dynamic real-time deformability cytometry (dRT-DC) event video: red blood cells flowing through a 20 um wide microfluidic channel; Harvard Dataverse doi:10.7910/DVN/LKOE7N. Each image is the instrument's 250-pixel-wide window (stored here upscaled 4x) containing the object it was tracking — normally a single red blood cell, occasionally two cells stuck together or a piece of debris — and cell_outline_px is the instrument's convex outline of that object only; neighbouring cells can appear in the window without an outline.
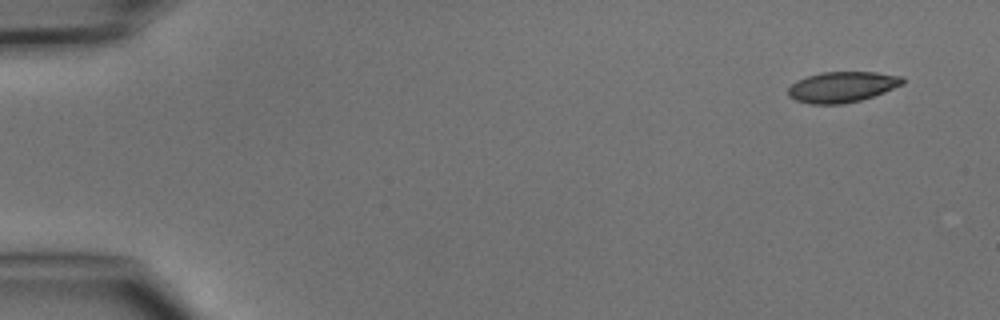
{"species": "common noctule bat (a hibernating species)", "species_latin": "Nyctalus noctula", "temperature_condition": "cold", "stored_images_in_passage": 4, "camera_frame_rate_fps": 3000, "um_per_image_px": 0.085, "animal": {"sex": "male", "body_mass_g": 15.6}, "frame": {"image": 1, "passage_image": 1, "time_ms": 0.0, "image_size_px": [1000, 320], "cell_outline_px": [[904, 84], [884, 92], [860, 100], [844, 104], [808, 104], [796, 100], [788, 96], [788, 88], [796, 80], [808, 76], [824, 72], [876, 72], [904, 76]], "centroid_in_image_um": [71.59, 7.39], "position_along_channel_um": 13.4, "area_um2": 20.52}}
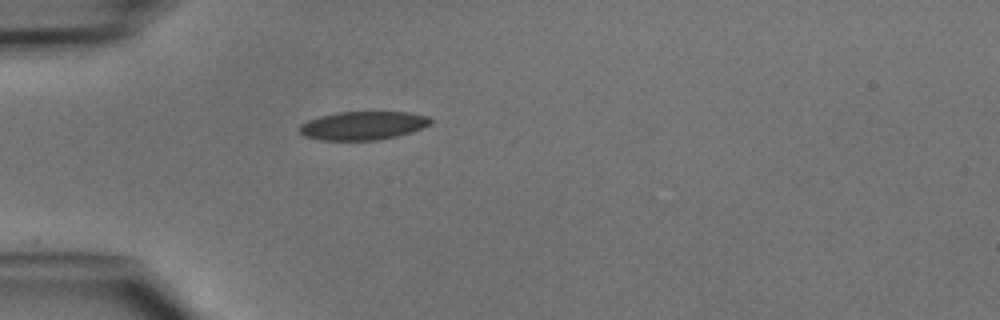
{"frame": {"image": 2, "passage_image": 4, "time_ms": 3.667, "image_size_px": [1000, 320], "cell_outline_px": [[432, 124], [412, 132], [380, 140], [320, 140], [304, 136], [296, 128], [300, 124], [308, 120], [320, 116], [336, 112], [408, 112], [428, 116], [432, 120]], "centroid_in_image_um": [30.84, 10.67], "position_along_channel_um": 54.2, "area_um2": 21.96}}